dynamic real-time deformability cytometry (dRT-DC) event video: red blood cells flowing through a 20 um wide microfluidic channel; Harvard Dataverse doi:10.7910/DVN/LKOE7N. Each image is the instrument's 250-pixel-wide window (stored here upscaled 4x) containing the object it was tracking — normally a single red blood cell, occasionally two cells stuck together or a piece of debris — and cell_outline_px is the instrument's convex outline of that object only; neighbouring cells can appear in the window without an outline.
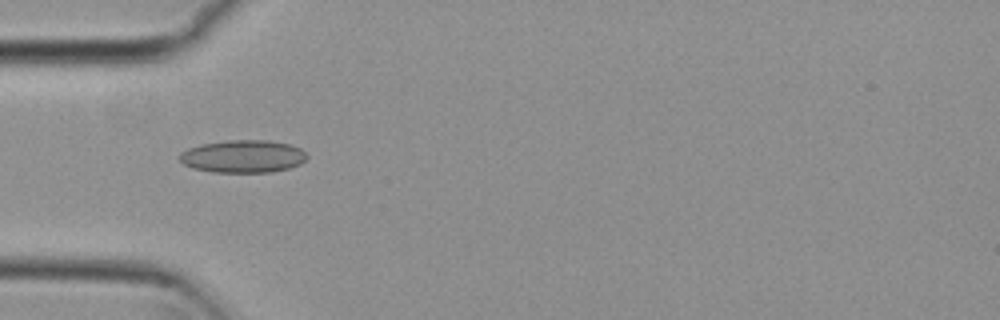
{"species": "common noctule bat (a hibernating species)", "species_latin": "Nyctalus noctula", "temperature_condition": "cold", "stored_images_in_passage": 45, "camera_frame_rate_fps": 3000, "um_per_image_px": 0.085, "animal": {"sex": "female", "body_mass_g": 29.2, "forearm_length_mm": 56.3}, "frame": {"image": 1, "passage_image": 7, "time_ms": 2.0, "image_size_px": [1000, 320], "cell_outline_px": [[308, 156], [300, 164], [288, 168], [272, 172], [212, 172], [192, 168], [184, 164], [180, 160], [180, 152], [188, 148], [200, 144], [228, 140], [268, 140], [292, 144], [300, 148]], "centroid_in_image_um": [20.65, 13.28], "position_along_channel_um": 64.3, "area_um2": 24.33}}
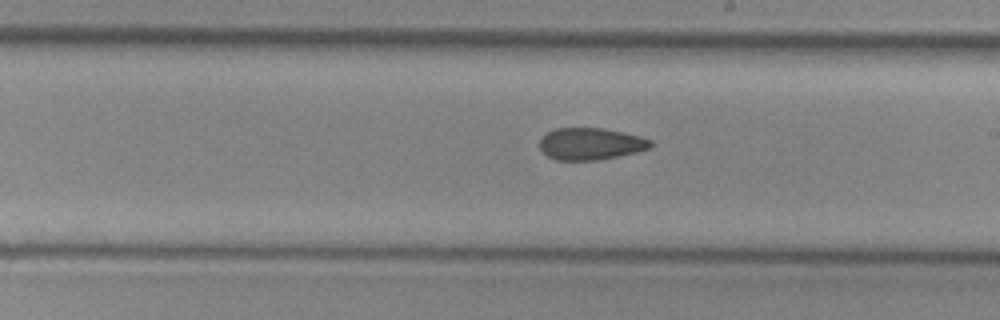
{"frame": {"image": 2, "passage_image": 21, "time_ms": 6.667, "image_size_px": [1000, 320], "cell_outline_px": [[652, 144], [648, 148], [636, 152], [620, 156], [600, 160], [556, 160], [548, 156], [540, 148], [540, 140], [548, 132], [556, 128], [604, 128], [640, 136], [652, 140]], "centroid_in_image_um": [50.21, 12.23], "position_along_channel_um": 238.8, "area_um2": 20.58}}
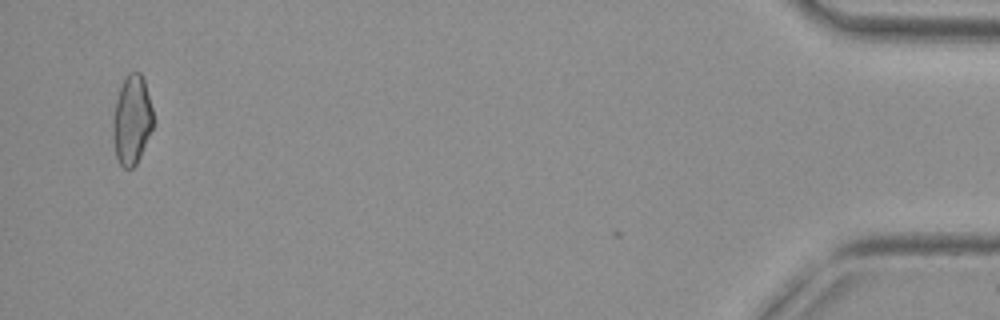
{"frame": {"image": 3, "passage_image": 43, "time_ms": 14.0, "image_size_px": [1000, 320], "cell_outline_px": [[152, 128], [140, 156], [136, 164], [132, 168], [124, 168], [120, 164], [116, 156], [112, 136], [112, 116], [116, 100], [120, 88], [128, 72], [140, 72], [144, 80], [152, 108]], "centroid_in_image_um": [11.18, 10.2], "position_along_channel_um": 424.0, "area_um2": 20.75}, "authors_computed_cell_mechanics": {"area_um2": 21.3282, "velocity_mm_per_s": 3.7529, "shape_relaxation_time_tau1_ms": null, "shape_relaxation_time_tau2_ms": 6.842, "deformation_change_tau1": null, "deformation_change_tau2": 0.1448}}